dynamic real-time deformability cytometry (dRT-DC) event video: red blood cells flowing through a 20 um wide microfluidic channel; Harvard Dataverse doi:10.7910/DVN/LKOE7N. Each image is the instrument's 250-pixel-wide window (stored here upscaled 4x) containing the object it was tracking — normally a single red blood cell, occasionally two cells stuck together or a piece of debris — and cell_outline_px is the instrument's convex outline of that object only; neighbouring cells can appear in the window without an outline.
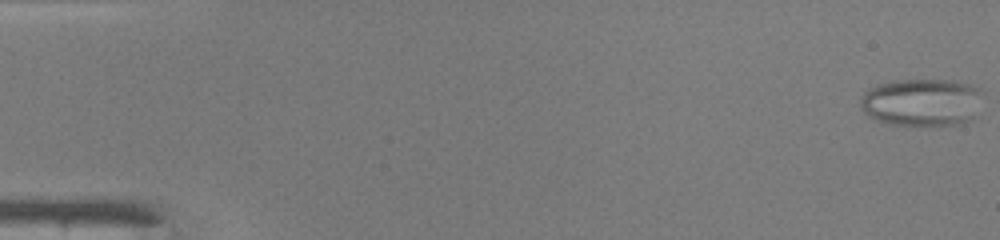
{"species": "common noctule bat (a hibernating species)", "species_latin": "Nyctalus noctula", "temperature_condition": "warm", "stored_images_in_passage": 26, "camera_frame_rate_fps": 3000, "um_per_image_px": 0.085, "animal": {"sex": "male", "body_mass_g": 19.0, "forearm_length_mm": 50.8}, "frame": {"image": 1, "passage_image": 1, "time_ms": 0.0, "image_size_px": [1000, 240], "cell_outline_px": [[984, 92], [976, 116], [960, 124], [892, 124], [868, 116], [860, 108], [860, 96], [868, 88], [876, 84], [892, 80], [952, 80], [984, 88]], "centroid_in_image_um": [78.37, 8.66], "position_along_channel_um": 6.6, "area_um2": 34.22}}
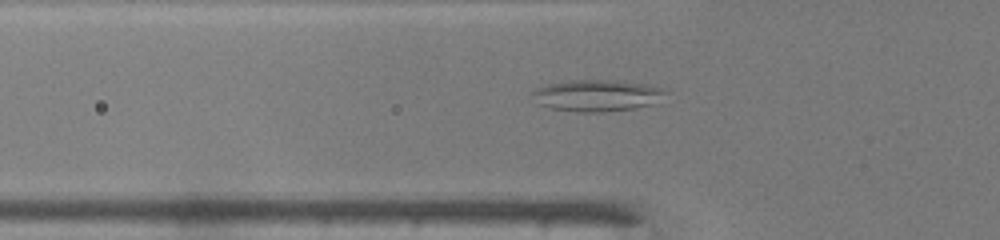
{"frame": {"image": 2, "passage_image": 17, "time_ms": 5.333, "image_size_px": [1000, 240], "cell_outline_px": [[668, 92], [652, 104], [636, 108], [600, 112], [576, 112], [548, 108], [540, 104], [532, 92], [536, 88], [548, 84], [568, 80], [616, 80], [648, 84], [660, 88]], "centroid_in_image_um": [50.74, 8.11], "position_along_channel_um": 75.1, "area_um2": 24.39}}
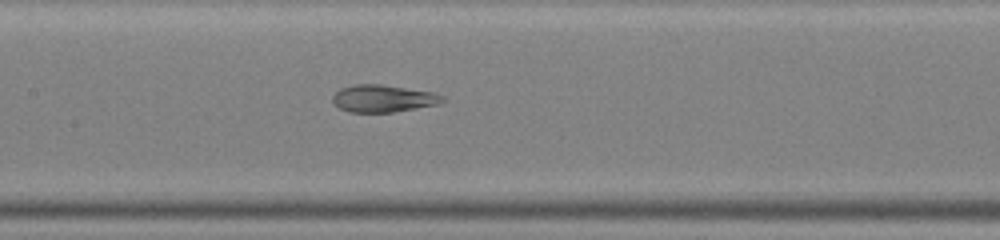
{"frame": {"image": 3, "passage_image": 24, "time_ms": 7.667, "image_size_px": [1000, 240], "cell_outline_px": [[444, 100], [436, 104], [416, 108], [392, 112], [348, 112], [340, 108], [332, 100], [332, 96], [340, 88], [356, 84], [380, 84], [432, 92], [444, 96]], "centroid_in_image_um": [32.53, 8.37], "position_along_channel_um": 174.9, "area_um2": 17.22}}